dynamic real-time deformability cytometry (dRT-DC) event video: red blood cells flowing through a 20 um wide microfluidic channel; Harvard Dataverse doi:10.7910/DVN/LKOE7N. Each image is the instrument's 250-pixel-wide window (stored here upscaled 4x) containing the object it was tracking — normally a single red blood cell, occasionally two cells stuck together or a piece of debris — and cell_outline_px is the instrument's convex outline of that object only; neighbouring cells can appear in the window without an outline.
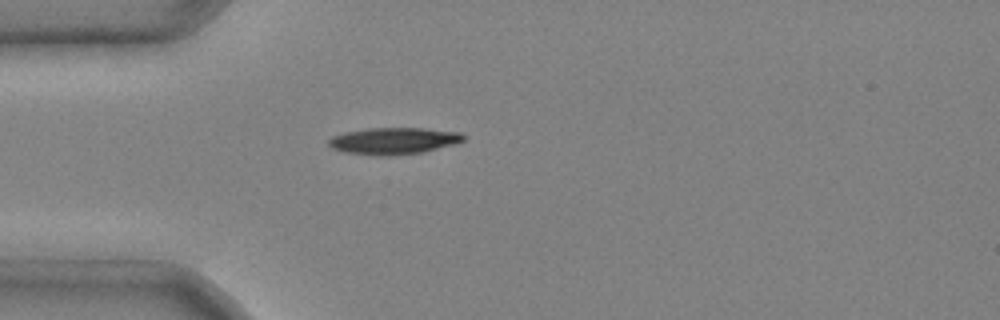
{"species": "common noctule bat (a hibernating species)", "species_latin": "Nyctalus noctula", "temperature_condition": "cold", "stored_images_in_passage": 1, "camera_frame_rate_fps": 3000, "um_per_image_px": 0.085, "animal": {"sex": "male", "body_mass_g": 20.4}, "frame": {"image": 1, "passage_image": 1, "time_ms": 0.0, "image_size_px": [1000, 320], "cell_outline_px": [[464, 140], [456, 144], [424, 152], [388, 156], [380, 156], [344, 152], [332, 148], [328, 144], [328, 140], [332, 136], [344, 132], [368, 128], [424, 128], [460, 132], [464, 136]], "centroid_in_image_um": [33.46, 11.97], "position_along_channel_um": 51.5, "area_um2": 21.15}}